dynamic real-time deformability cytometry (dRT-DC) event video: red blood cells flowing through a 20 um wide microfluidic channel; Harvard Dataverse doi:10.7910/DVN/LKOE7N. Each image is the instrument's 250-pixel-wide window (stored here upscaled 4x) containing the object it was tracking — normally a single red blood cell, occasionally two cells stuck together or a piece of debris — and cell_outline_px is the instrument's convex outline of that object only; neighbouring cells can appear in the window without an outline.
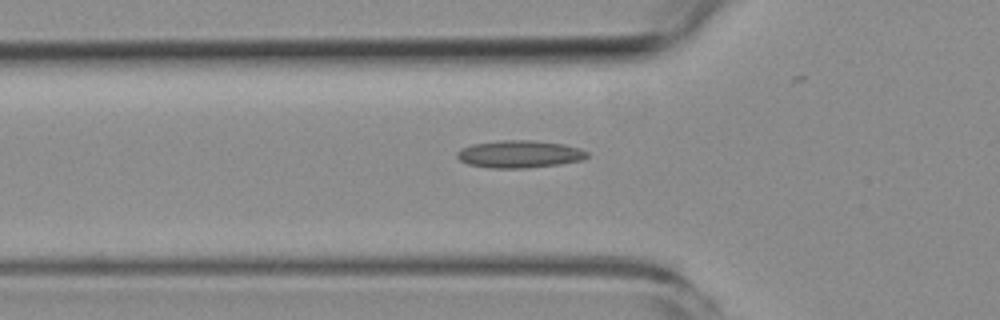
{"species": "common noctule bat (a hibernating species)", "species_latin": "Nyctalus noctula", "temperature_condition": "room temperature", "stored_images_in_passage": 3, "camera_frame_rate_fps": 3000, "um_per_image_px": 0.085, "animal": {"sex": "female", "body_mass_g": 19.3, "forearm_length_mm": 54.1}, "frame": {"image": 1, "passage_image": 3, "time_ms": 3.333, "image_size_px": [1000, 320], "cell_outline_px": [[588, 156], [584, 160], [560, 164], [528, 168], [492, 168], [468, 164], [460, 160], [456, 156], [456, 152], [460, 148], [472, 144], [500, 140], [532, 140], [564, 144], [580, 148], [588, 152]], "centroid_in_image_um": [44.16, 13.1], "position_along_channel_um": 81.6, "area_um2": 20.98}}